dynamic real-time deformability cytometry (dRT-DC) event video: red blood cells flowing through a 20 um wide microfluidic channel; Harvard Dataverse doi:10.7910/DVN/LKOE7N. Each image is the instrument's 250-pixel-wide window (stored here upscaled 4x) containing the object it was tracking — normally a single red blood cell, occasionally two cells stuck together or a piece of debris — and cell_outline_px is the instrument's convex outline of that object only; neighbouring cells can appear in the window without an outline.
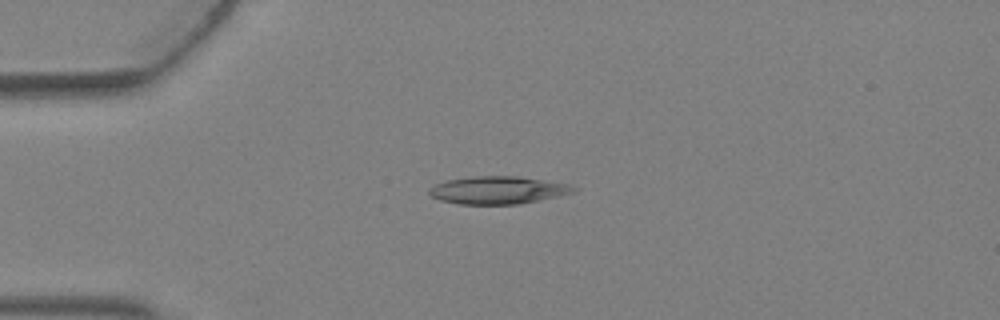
{"species": "Egyptian fruit bat (a non-hibernating species)", "species_latin": "Rousettus aegyptiacus", "temperature_condition": "warm", "stored_images_in_passage": 2, "camera_frame_rate_fps": 3000, "um_per_image_px": 0.085, "animal": {"sex": "female"}, "frame": {"image": 1, "passage_image": 2, "time_ms": 0.333, "image_size_px": [1000, 320], "cell_outline_px": [[580, 188], [576, 192], [520, 204], [460, 204], [440, 200], [432, 196], [428, 192], [428, 188], [436, 184], [448, 180], [472, 176], [516, 176], [568, 184]], "centroid_in_image_um": [42.33, 16.16], "position_along_channel_um": 42.7, "area_um2": 23.18}}